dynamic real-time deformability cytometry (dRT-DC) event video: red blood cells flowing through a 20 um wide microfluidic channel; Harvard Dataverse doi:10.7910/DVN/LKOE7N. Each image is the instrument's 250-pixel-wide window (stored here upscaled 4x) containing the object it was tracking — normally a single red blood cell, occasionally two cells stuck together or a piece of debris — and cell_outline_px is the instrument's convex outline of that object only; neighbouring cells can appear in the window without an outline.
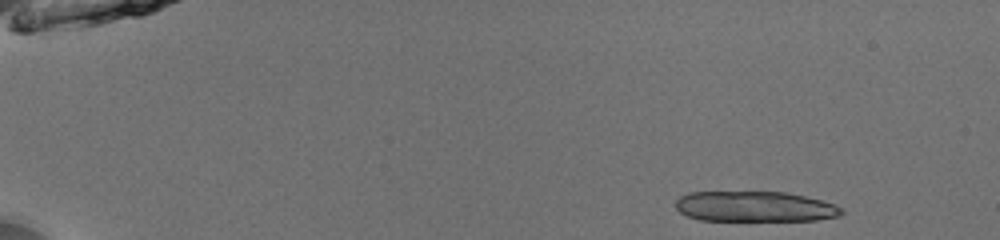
{"species": "common noctule bat (a hibernating species)", "species_latin": "Nyctalus noctula", "temperature_condition": "room temperature", "stored_images_in_passage": 47, "camera_frame_rate_fps": 3000, "um_per_image_px": 0.085, "animal": {"sex": "male", "body_mass_g": 13.0, "forearm_length_mm": 53.1}, "frame": {"image": 1, "passage_image": 1, "time_ms": 0.0, "image_size_px": [1000, 240], "cell_outline_px": [[844, 212], [836, 216], [816, 220], [700, 220], [688, 216], [680, 212], [676, 208], [676, 200], [680, 196], [688, 192], [788, 192], [836, 204], [844, 208]], "centroid_in_image_um": [64.16, 17.55], "position_along_channel_um": 20.8, "area_um2": 29.36}}
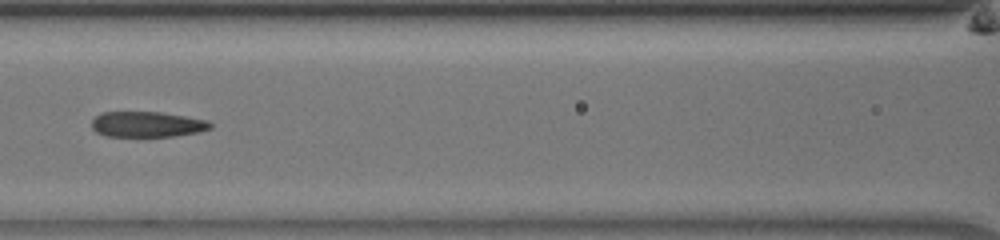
{"frame": {"image": 2, "passage_image": 21, "time_ms": 6.667, "image_size_px": [1000, 240], "cell_outline_px": [[212, 128], [200, 132], [172, 136], [104, 136], [96, 132], [92, 128], [92, 120], [100, 112], [160, 112], [208, 120], [212, 124]], "centroid_in_image_um": [12.5, 10.57], "position_along_channel_um": 154.1, "area_um2": 17.69}}
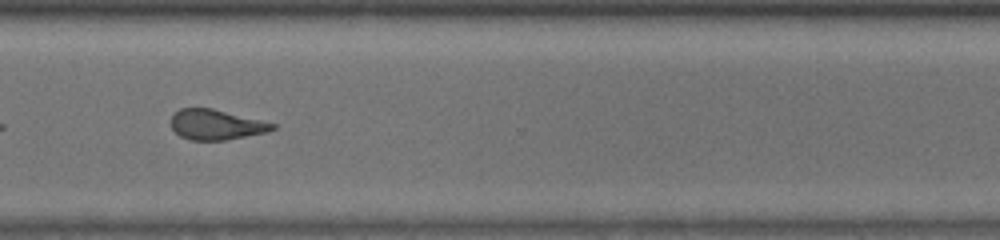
{"frame": {"image": 3, "passage_image": 36, "time_ms": 11.667, "image_size_px": [1000, 240], "cell_outline_px": [[276, 128], [268, 132], [224, 140], [192, 140], [180, 136], [172, 128], [172, 116], [180, 108], [212, 108], [276, 124]], "centroid_in_image_um": [18.38, 10.59], "position_along_channel_um": 352.2, "area_um2": 17.63}, "authors_computed_cell_mechanics": {"area_um2": 18.9006, "velocity_mm_per_s": 3.9741, "shape_relaxation_time_tau1_ms": 6.7227, "shape_relaxation_time_tau2_ms": 2.5693, "deformation_change_tau1": 0.1978, "deformation_change_tau2": 0.1053}}